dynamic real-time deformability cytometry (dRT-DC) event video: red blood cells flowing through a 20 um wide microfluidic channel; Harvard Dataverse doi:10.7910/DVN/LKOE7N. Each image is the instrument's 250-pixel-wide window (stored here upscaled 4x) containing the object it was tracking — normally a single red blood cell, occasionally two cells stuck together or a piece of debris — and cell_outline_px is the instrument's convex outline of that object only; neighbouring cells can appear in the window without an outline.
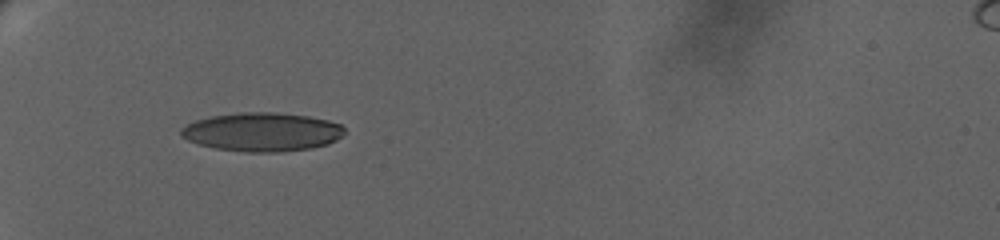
{"species": "human", "species_latin": "Homo sapiens", "temperature_condition": "warm", "stored_images_in_passage": 2, "camera_frame_rate_fps": 3000, "um_per_image_px": 0.085, "donor": {"sex": "female"}, "frame": {"image": 1, "passage_image": 1, "time_ms": 0.0, "image_size_px": [1000, 240], "cell_outline_px": [[344, 132], [336, 140], [328, 144], [312, 148], [280, 152], [248, 152], [216, 148], [200, 144], [188, 140], [180, 136], [180, 128], [184, 124], [196, 120], [212, 116], [236, 112], [276, 112], [308, 116], [328, 120], [340, 124], [344, 128]], "centroid_in_image_um": [22.26, 11.21], "position_along_channel_um": 62.7, "area_um2": 36.99}}